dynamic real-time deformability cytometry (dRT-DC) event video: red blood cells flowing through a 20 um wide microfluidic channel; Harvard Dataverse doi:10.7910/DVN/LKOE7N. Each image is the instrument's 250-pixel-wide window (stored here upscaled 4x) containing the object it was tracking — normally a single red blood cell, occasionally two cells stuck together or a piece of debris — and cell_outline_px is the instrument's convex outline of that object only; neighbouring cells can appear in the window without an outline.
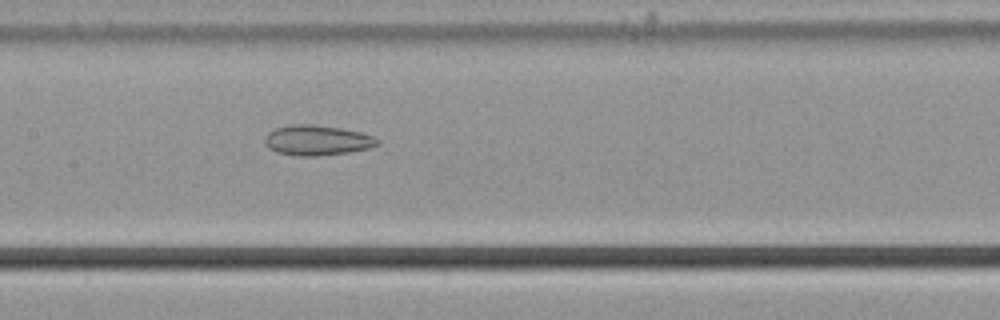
{"species": "common noctule bat (a hibernating species)", "species_latin": "Nyctalus noctula", "temperature_condition": "cold", "stored_images_in_passage": 50, "camera_frame_rate_fps": 3000, "um_per_image_px": 0.085, "animal": {"sex": "male", "body_mass_g": 21.5, "forearm_length_mm": 52.0}, "frame": {"image": 1, "passage_image": 21, "time_ms": 6.667, "image_size_px": [1000, 320], "cell_outline_px": [[380, 144], [372, 148], [348, 152], [312, 156], [296, 156], [276, 152], [268, 148], [264, 144], [264, 136], [268, 132], [276, 128], [292, 124], [312, 124], [340, 128], [360, 132], [372, 136], [380, 140]], "centroid_in_image_um": [26.93, 11.92], "position_along_channel_um": 180.5, "area_um2": 19.94}}
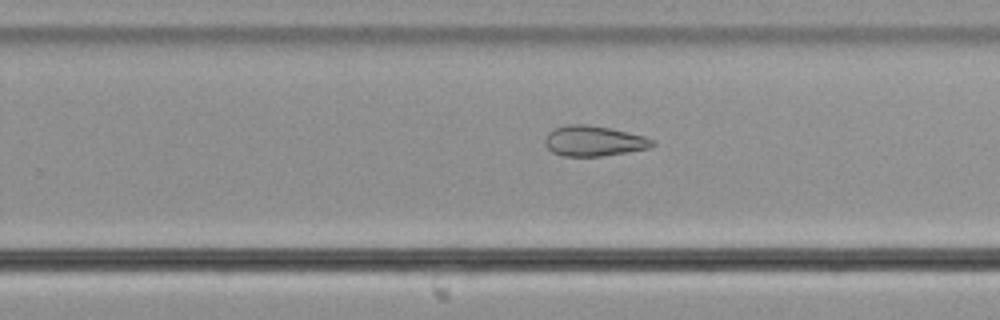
{"frame": {"image": 2, "passage_image": 29, "time_ms": 9.333, "image_size_px": [1000, 320], "cell_outline_px": [[656, 144], [648, 148], [628, 152], [600, 156], [564, 156], [552, 152], [544, 144], [544, 140], [548, 132], [552, 128], [568, 124], [588, 124], [608, 128], [644, 136], [652, 140]], "centroid_in_image_um": [50.42, 11.98], "position_along_channel_um": 279.4, "area_um2": 18.96}}
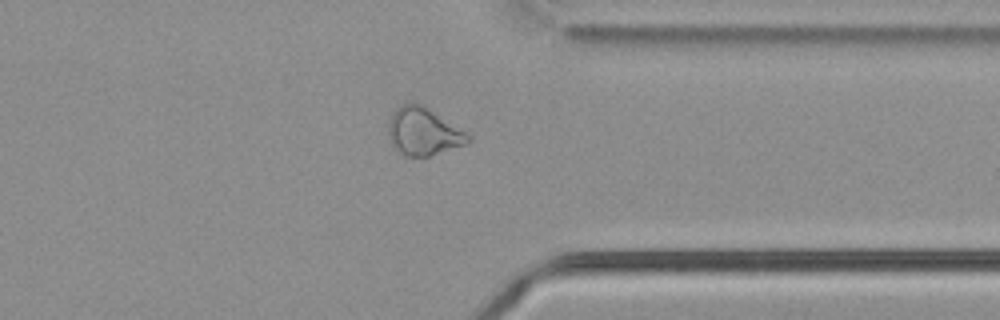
{"frame": {"image": 3, "passage_image": 37, "time_ms": 12.0, "image_size_px": [1000, 320], "cell_outline_px": [[472, 140], [468, 144], [428, 156], [404, 156], [392, 144], [388, 132], [388, 120], [392, 112], [400, 104], [420, 104], [472, 136]], "centroid_in_image_um": [35.98, 11.2], "position_along_channel_um": 375.4, "area_um2": 21.79}}